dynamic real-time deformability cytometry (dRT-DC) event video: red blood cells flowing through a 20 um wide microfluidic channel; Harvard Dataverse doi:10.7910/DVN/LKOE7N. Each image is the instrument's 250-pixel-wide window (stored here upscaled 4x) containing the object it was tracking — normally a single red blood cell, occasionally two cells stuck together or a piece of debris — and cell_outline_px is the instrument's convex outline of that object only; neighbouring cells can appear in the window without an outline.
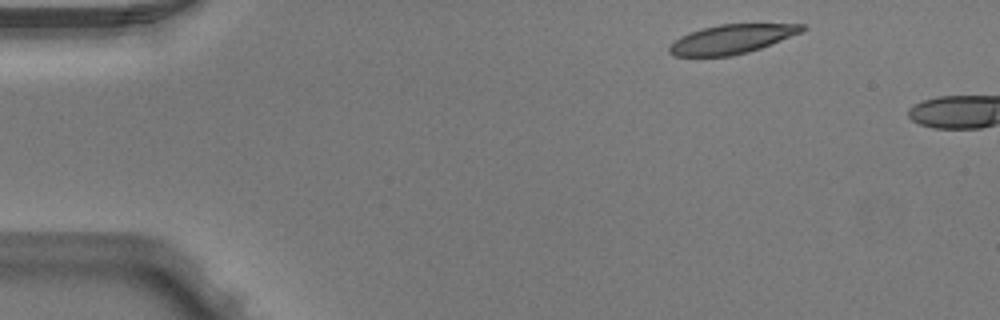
{"species": "Egyptian fruit bat (a non-hibernating species)", "species_latin": "Rousettus aegyptiacus", "temperature_condition": "warm", "stored_images_in_passage": 3, "camera_frame_rate_fps": 3000, "um_per_image_px": 0.085, "animal": {"sex": "male"}, "frame": {"image": 1, "passage_image": 1, "time_ms": 0.0, "image_size_px": [1000, 320], "cell_outline_px": [[808, 28], [804, 32], [760, 48], [748, 52], [732, 56], [672, 56], [668, 52], [668, 48], [680, 36], [688, 32], [720, 24], [804, 24]], "centroid_in_image_um": [62.22, 3.32], "position_along_channel_um": 22.8, "area_um2": 22.6}}